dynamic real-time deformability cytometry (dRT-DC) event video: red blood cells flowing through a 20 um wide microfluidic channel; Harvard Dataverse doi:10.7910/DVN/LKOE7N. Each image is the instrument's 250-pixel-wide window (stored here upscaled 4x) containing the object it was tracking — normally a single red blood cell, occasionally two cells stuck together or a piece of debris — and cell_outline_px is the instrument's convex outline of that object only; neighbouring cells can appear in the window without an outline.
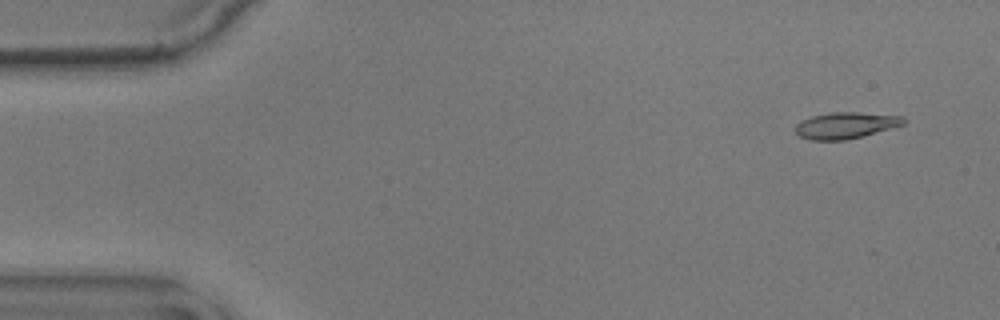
{"species": "common noctule bat (a hibernating species)", "species_latin": "Nyctalus noctula", "temperature_condition": "warm", "stored_images_in_passage": 54, "camera_frame_rate_fps": 3000, "um_per_image_px": 0.085, "animal": {"sex": "male", "body_mass_g": 17.9}, "frame": {"image": 1, "passage_image": 4, "time_ms": 1.0, "image_size_px": [1000, 320], "cell_outline_px": [[904, 124], [864, 136], [844, 140], [808, 140], [800, 136], [796, 132], [796, 124], [800, 120], [812, 116], [832, 112], [856, 112], [904, 116]], "centroid_in_image_um": [71.86, 10.66], "position_along_channel_um": 13.1, "area_um2": 16.59}}
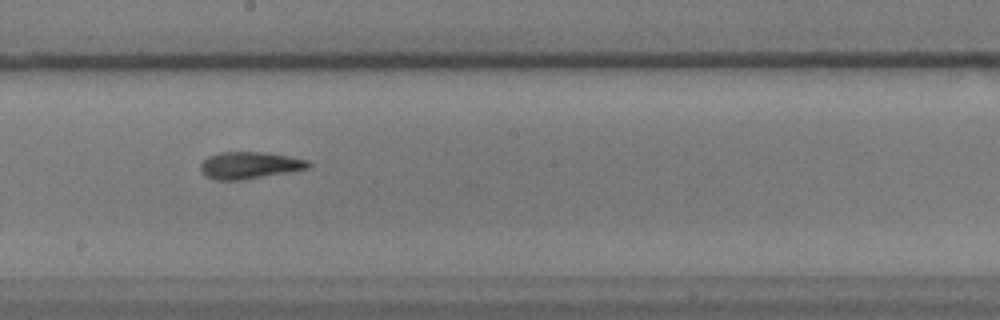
{"frame": {"image": 2, "passage_image": 31, "time_ms": 10.0, "image_size_px": [1000, 320], "cell_outline_px": [[312, 164], [308, 168], [288, 172], [240, 180], [216, 180], [204, 176], [200, 168], [200, 164], [208, 156], [220, 152], [260, 152], [288, 156], [308, 160]], "centroid_in_image_um": [21.18, 14.05], "position_along_channel_um": 227.0, "area_um2": 16.82}}
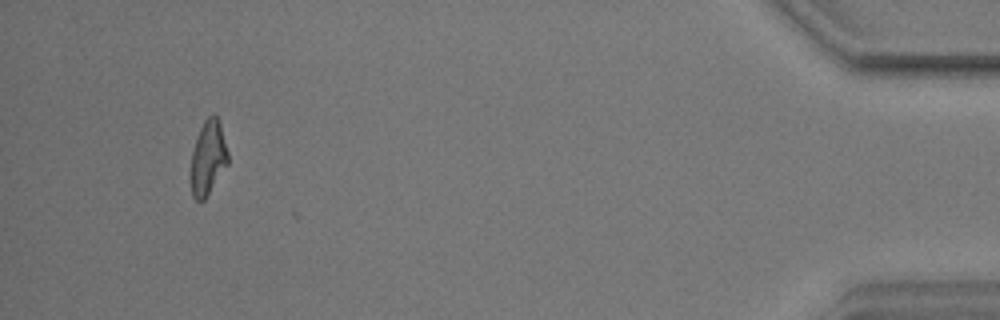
{"frame": {"image": 3, "passage_image": 53, "time_ms": 17.333, "image_size_px": [1000, 320], "cell_outline_px": [[228, 164], [204, 200], [196, 200], [192, 196], [188, 176], [188, 172], [192, 152], [196, 136], [204, 120], [212, 112], [220, 120], [228, 152]], "centroid_in_image_um": [17.64, 13.41], "position_along_channel_um": 417.6, "area_um2": 16.7}, "authors_computed_cell_mechanics": {"area_um2": 16.5886, "velocity_mm_per_s": 3.5903, "shape_relaxation_time_tau1_ms": 5.5965, "shape_relaxation_time_tau2_ms": 2.6048, "deformation_change_tau1": 0.2196, "deformation_change_tau2": 0.1195}}